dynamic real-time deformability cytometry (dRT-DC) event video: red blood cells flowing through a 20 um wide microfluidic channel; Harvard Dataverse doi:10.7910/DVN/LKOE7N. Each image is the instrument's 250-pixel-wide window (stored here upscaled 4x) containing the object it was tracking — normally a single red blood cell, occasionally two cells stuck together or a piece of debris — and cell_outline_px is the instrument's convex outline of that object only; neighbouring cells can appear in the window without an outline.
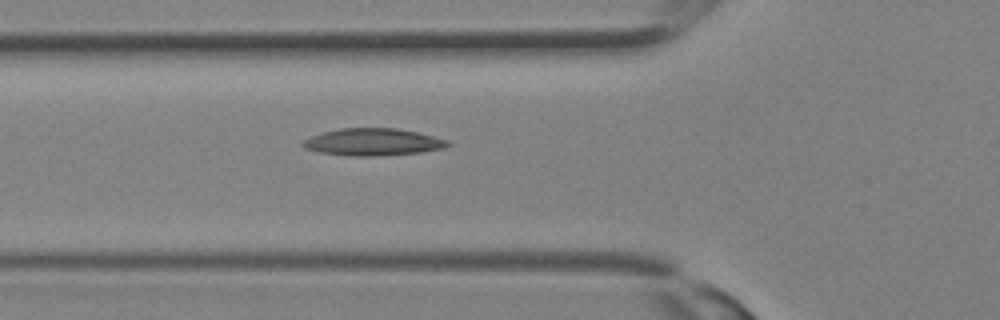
{"species": "Egyptian fruit bat (a non-hibernating species)", "species_latin": "Rousettus aegyptiacus", "temperature_condition": "room temperature", "stored_images_in_passage": 16, "camera_frame_rate_fps": 3000, "um_per_image_px": 0.085, "animal": {"sex": "female"}, "frame": {"image": 1, "passage_image": 10, "time_ms": 3.0, "image_size_px": [1000, 320], "cell_outline_px": [[452, 144], [444, 148], [420, 152], [376, 156], [348, 156], [320, 152], [304, 148], [300, 144], [304, 140], [312, 136], [324, 132], [340, 128], [396, 128], [416, 132], [448, 140]], "centroid_in_image_um": [31.69, 12.07], "position_along_channel_um": 94.1, "area_um2": 22.83}}
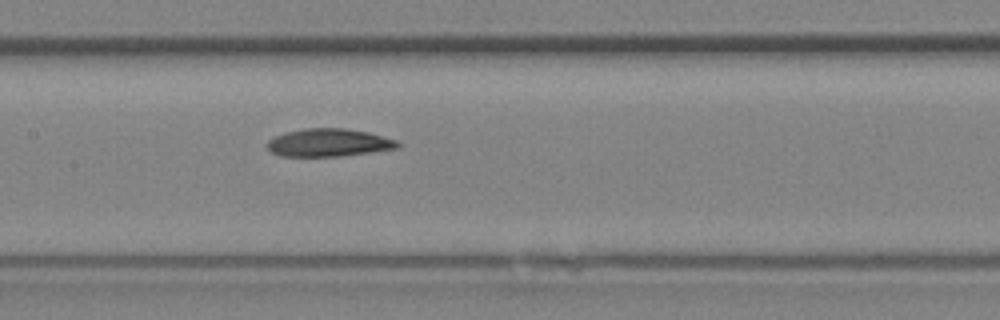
{"frame": {"image": 2, "passage_image": 14, "time_ms": 4.333, "image_size_px": [1000, 320], "cell_outline_px": [[400, 148], [340, 156], [280, 156], [272, 152], [268, 148], [268, 140], [284, 132], [304, 128], [344, 128], [368, 132], [400, 140]], "centroid_in_image_um": [27.99, 12.12], "position_along_channel_um": 179.4, "area_um2": 21.27}}
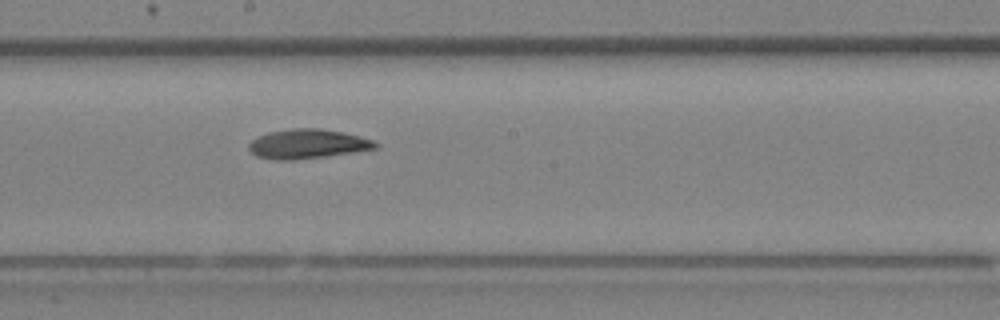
{"frame": {"image": 3, "passage_image": 16, "time_ms": 5.0, "image_size_px": [1000, 320], "cell_outline_px": [[380, 144], [376, 148], [328, 156], [296, 160], [276, 160], [256, 156], [248, 148], [248, 144], [252, 140], [268, 132], [292, 128], [320, 128], [344, 132], [360, 136], [372, 140]], "centroid_in_image_um": [26.14, 12.23], "position_along_channel_um": 222.1, "area_um2": 21.73}}